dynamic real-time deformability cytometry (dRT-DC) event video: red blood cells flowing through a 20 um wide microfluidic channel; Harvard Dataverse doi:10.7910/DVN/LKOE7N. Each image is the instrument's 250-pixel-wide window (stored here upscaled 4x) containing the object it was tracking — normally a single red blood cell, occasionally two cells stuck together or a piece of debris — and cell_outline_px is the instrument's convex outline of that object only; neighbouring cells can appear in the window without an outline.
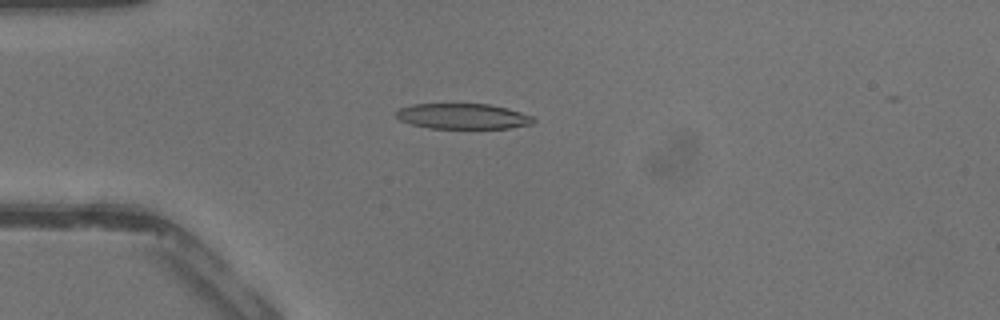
{"species": "common noctule bat (a hibernating species)", "species_latin": "Nyctalus noctula", "temperature_condition": "warm", "stored_images_in_passage": 42, "camera_frame_rate_fps": 3000, "um_per_image_px": 0.085, "animal": {"sex": "male", "body_mass_g": 13.3}, "frame": {"image": 1, "passage_image": 12, "time_ms": 3.667, "image_size_px": [1000, 320], "cell_outline_px": [[536, 120], [532, 124], [508, 128], [432, 128], [412, 124], [400, 120], [392, 112], [400, 108], [412, 104], [488, 104], [508, 108], [532, 116]], "centroid_in_image_um": [39.33, 9.88], "position_along_channel_um": 45.7, "area_um2": 20.35}}
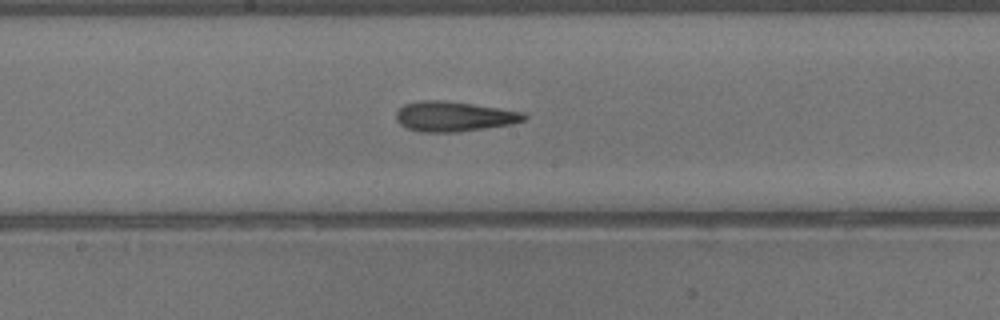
{"frame": {"image": 2, "passage_image": 23, "time_ms": 7.333, "image_size_px": [1000, 320], "cell_outline_px": [[528, 116], [524, 120], [512, 124], [456, 132], [420, 132], [408, 128], [400, 124], [396, 120], [396, 112], [404, 104], [420, 100], [448, 100], [500, 108], [524, 112]], "centroid_in_image_um": [38.58, 9.88], "position_along_channel_um": 209.6, "area_um2": 22.48}}
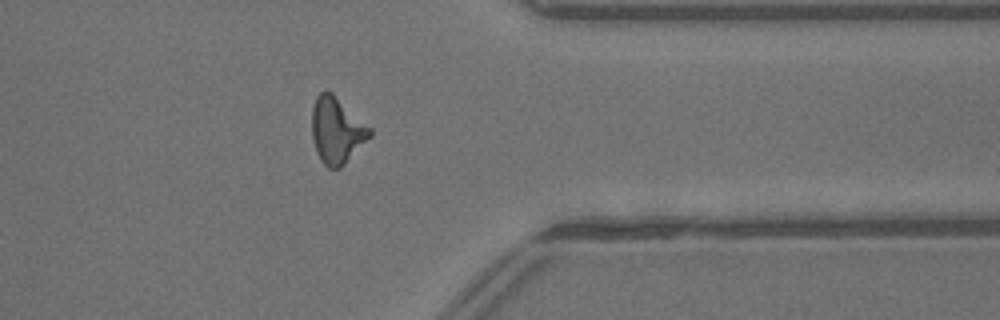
{"frame": {"image": 3, "passage_image": 34, "time_ms": 11.0, "image_size_px": [1000, 320], "cell_outline_px": [[372, 136], [340, 168], [328, 168], [320, 160], [316, 152], [312, 140], [312, 108], [316, 96], [324, 88], [332, 92], [372, 128]], "centroid_in_image_um": [28.62, 11.06], "position_along_channel_um": 382.8, "area_um2": 22.66}}